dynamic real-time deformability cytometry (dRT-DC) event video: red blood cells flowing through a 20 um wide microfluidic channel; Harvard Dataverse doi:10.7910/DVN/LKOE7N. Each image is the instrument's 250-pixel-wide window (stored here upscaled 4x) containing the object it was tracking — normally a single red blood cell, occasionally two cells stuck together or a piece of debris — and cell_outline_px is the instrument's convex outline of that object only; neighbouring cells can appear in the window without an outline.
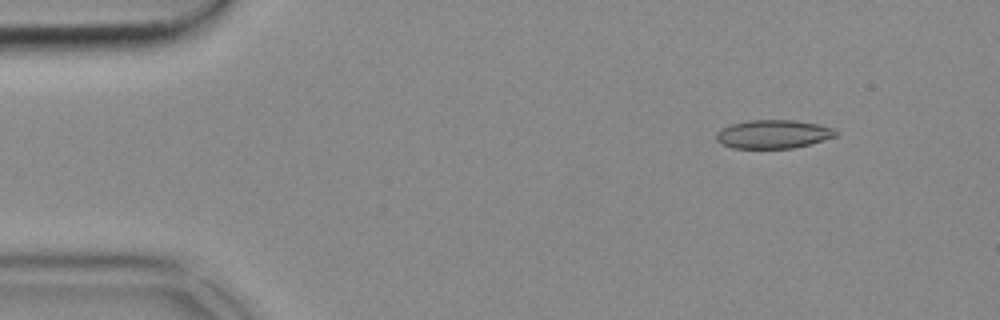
{"species": "common noctule bat (a hibernating species)", "species_latin": "Nyctalus noctula", "temperature_condition": "cold", "stored_images_in_passage": 53, "camera_frame_rate_fps": 3000, "um_per_image_px": 0.085, "animal": {"sex": "female", "body_mass_g": 18.4}, "frame": {"image": 1, "passage_image": 6, "time_ms": 1.667, "image_size_px": [1000, 320], "cell_outline_px": [[840, 132], [836, 136], [808, 144], [792, 148], [732, 148], [720, 144], [716, 140], [716, 132], [720, 128], [732, 124], [748, 120], [792, 120], [816, 124], [836, 128]], "centroid_in_image_um": [65.7, 11.4], "position_along_channel_um": 19.3, "area_um2": 19.94}}
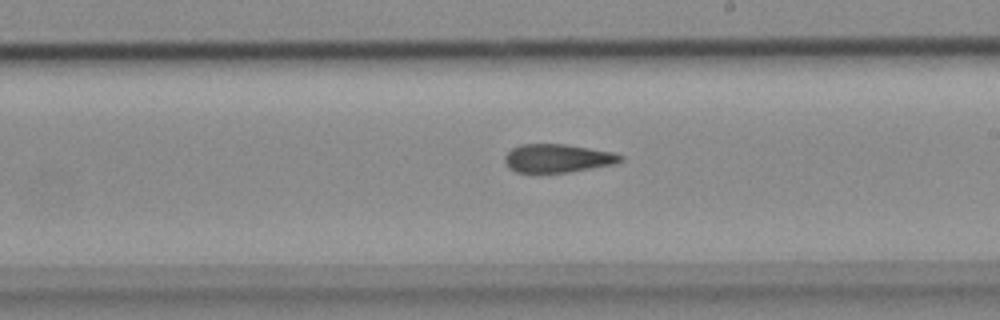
{"frame": {"image": 2, "passage_image": 30, "time_ms": 9.667, "image_size_px": [1000, 320], "cell_outline_px": [[624, 160], [616, 164], [572, 172], [516, 172], [508, 168], [504, 160], [504, 156], [512, 148], [520, 144], [564, 144], [612, 152], [624, 156]], "centroid_in_image_um": [47.41, 13.46], "position_along_channel_um": 241.6, "area_um2": 19.25}}
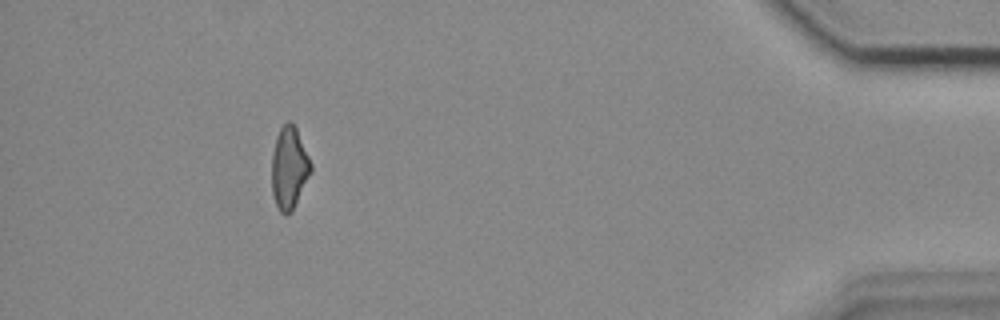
{"frame": {"image": 3, "passage_image": 48, "time_ms": 15.667, "image_size_px": [1000, 320], "cell_outline_px": [[312, 172], [292, 208], [284, 216], [280, 212], [276, 204], [272, 192], [272, 152], [276, 136], [280, 128], [288, 120], [296, 128], [312, 164]], "centroid_in_image_um": [24.57, 14.24], "position_along_channel_um": 410.6, "area_um2": 18.44}}